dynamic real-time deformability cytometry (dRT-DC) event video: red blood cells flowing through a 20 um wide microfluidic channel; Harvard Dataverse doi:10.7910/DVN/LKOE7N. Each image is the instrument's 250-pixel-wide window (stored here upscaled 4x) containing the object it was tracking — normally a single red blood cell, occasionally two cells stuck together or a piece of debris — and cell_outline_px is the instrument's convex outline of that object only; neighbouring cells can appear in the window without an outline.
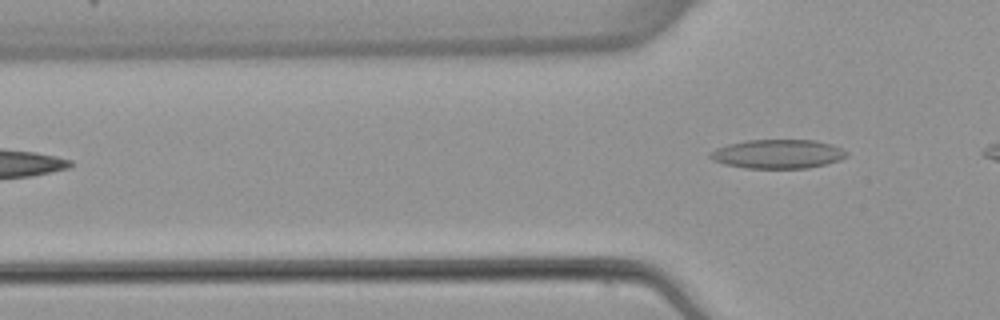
{"species": "common noctule bat (a hibernating species)", "species_latin": "Nyctalus noctula", "temperature_condition": "warm", "stored_images_in_passage": 3, "camera_frame_rate_fps": 3000, "um_per_image_px": 0.085, "animal": {"sex": "female", "body_mass_g": 22.7, "forearm_length_mm": 54.2}, "frame": {"image": 1, "passage_image": 3, "time_ms": 3.333, "image_size_px": [1000, 320], "cell_outline_px": [[848, 156], [840, 160], [808, 168], [744, 168], [724, 164], [712, 160], [708, 156], [708, 152], [716, 148], [728, 144], [748, 140], [816, 140], [832, 144], [848, 152]], "centroid_in_image_um": [66.09, 13.09], "position_along_channel_um": 59.7, "area_um2": 23.18}}